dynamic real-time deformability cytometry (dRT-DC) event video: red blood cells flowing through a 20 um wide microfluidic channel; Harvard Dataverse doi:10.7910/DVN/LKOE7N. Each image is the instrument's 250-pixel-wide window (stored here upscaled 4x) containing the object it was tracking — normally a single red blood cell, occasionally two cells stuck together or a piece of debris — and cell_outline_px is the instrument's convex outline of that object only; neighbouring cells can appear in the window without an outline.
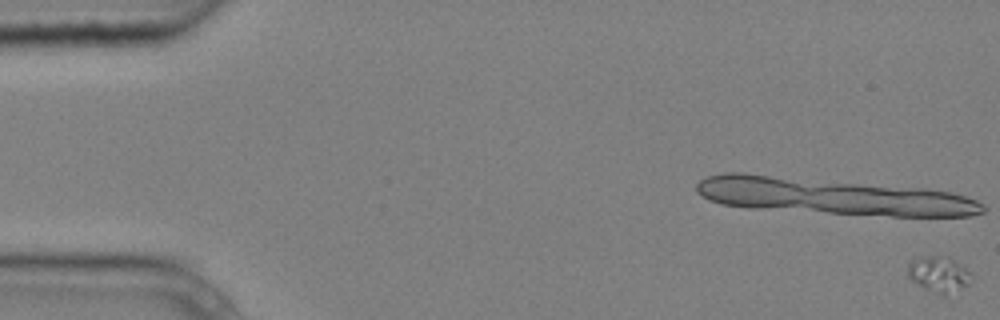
{"species": "common noctule bat (a hibernating species)", "species_latin": "Nyctalus noctula", "temperature_condition": "cold", "stored_images_in_passage": 5, "camera_frame_rate_fps": 3000, "um_per_image_px": 0.085, "animal": {"sex": "male", "body_mass_g": 20.4}, "frame": {"image": 1, "passage_image": 1, "time_ms": 0.0, "image_size_px": [1000, 320], "cell_outline_px": [[972, 280], [968, 284], [944, 296], [924, 288], [912, 280], [908, 276], [908, 264], [912, 260], [932, 256], [948, 256], [964, 268], [972, 276]], "centroid_in_image_um": [79.79, 23.32], "position_along_channel_um": 5.2, "area_um2": 12.83}}